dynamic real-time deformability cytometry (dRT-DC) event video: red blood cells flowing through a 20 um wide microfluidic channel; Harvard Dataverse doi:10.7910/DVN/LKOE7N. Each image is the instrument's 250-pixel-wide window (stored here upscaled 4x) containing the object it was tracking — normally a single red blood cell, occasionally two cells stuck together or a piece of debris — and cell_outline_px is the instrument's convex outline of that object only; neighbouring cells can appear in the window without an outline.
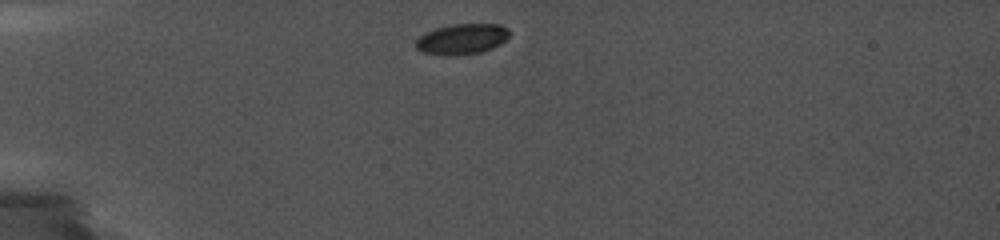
{"species": "common noctule bat (a hibernating species)", "species_latin": "Nyctalus noctula", "temperature_condition": "cold", "stored_images_in_passage": 26, "camera_frame_rate_fps": 5000, "um_per_image_px": 0.085, "animal": {"sex": "female", "body_mass_g": 19.0, "forearm_length_mm": 56.7}, "frame": {"image": 1, "passage_image": 1, "time_ms": 0.0, "image_size_px": [1000, 240], "cell_outline_px": [[508, 36], [500, 44], [492, 48], [480, 52], [452, 56], [444, 56], [420, 52], [416, 48], [416, 40], [424, 32], [436, 28], [452, 24], [500, 24], [508, 28]], "centroid_in_image_um": [39.22, 3.32], "position_along_channel_um": 45.8, "area_um2": 16.76}}
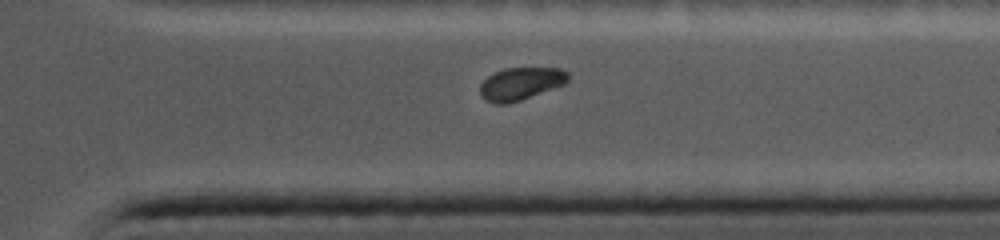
{"frame": {"image": 2, "passage_image": 21, "time_ms": 9.6, "image_size_px": [1000, 240], "cell_outline_px": [[568, 80], [564, 84], [520, 100], [508, 104], [496, 104], [480, 96], [480, 84], [492, 72], [504, 68], [560, 68], [568, 72]], "centroid_in_image_um": [44.23, 7.1], "position_along_channel_um": 367.2, "area_um2": 16.65}}
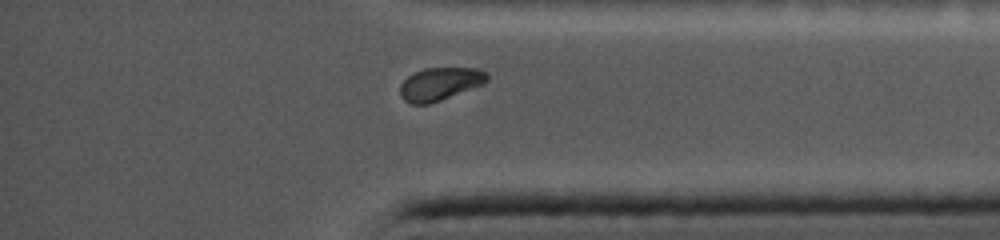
{"frame": {"image": 3, "passage_image": 23, "time_ms": 10.4, "image_size_px": [1000, 240], "cell_outline_px": [[488, 80], [484, 84], [440, 100], [428, 104], [412, 104], [404, 100], [400, 96], [400, 84], [408, 76], [424, 68], [476, 68], [488, 72]], "centroid_in_image_um": [37.4, 7.13], "position_along_channel_um": 397.8, "area_um2": 16.65}, "authors_computed_cell_mechanics": {"area_um2": 17.8602, "velocity_mm_per_s": 3.728, "shape_relaxation_time_tau1_ms": 2.4119, "shape_relaxation_time_tau2_ms": null, "deformation_change_tau1": 0.075, "deformation_change_tau2": null}}